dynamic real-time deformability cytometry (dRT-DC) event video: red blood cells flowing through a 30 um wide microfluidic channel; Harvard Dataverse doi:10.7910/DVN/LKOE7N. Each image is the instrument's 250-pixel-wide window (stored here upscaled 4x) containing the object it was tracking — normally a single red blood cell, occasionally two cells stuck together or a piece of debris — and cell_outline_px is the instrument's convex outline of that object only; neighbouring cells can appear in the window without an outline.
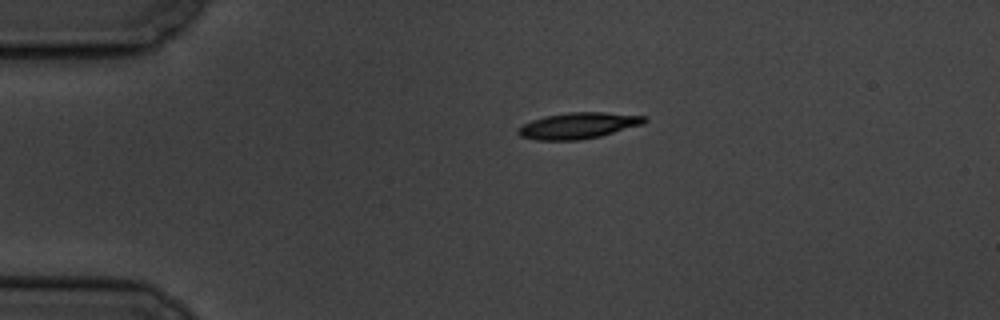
{"species": "common noctule bat (a hibernating species)", "species_latin": "Nyctalus noctula", "temperature_condition": "cold", "stored_images_in_passage": 4, "camera_frame_rate_fps": 3000, "um_per_image_px": 0.085, "animal": {"sex": "male", "body_mass_g": 19.5, "forearm_length_mm": 54.6}, "frame": {"image": 1, "passage_image": 1, "time_ms": 0.0, "image_size_px": [1000, 320], "cell_outline_px": [[648, 120], [644, 124], [600, 136], [580, 140], [536, 140], [520, 136], [516, 132], [516, 128], [532, 120], [544, 116], [568, 112], [604, 112], [648, 116]], "centroid_in_image_um": [49.16, 10.67], "position_along_channel_um": 35.8, "area_um2": 19.42}}
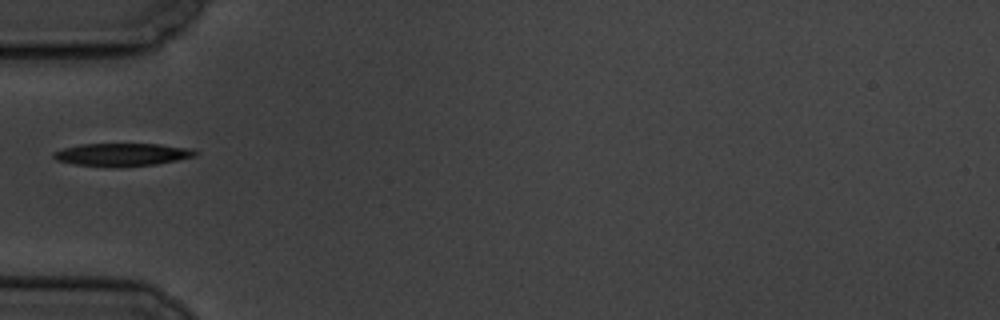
{"frame": {"image": 2, "passage_image": 3, "time_ms": 2.333, "image_size_px": [1000, 320], "cell_outline_px": [[200, 152], [196, 156], [156, 164], [76, 164], [56, 160], [52, 156], [52, 152], [64, 148], [80, 144], [160, 144], [192, 148]], "centroid_in_image_um": [10.44, 13.08], "position_along_channel_um": 74.6, "area_um2": 17.92}}
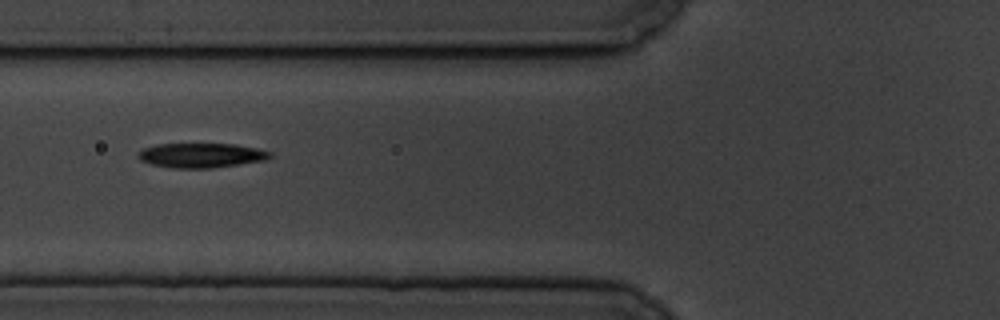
{"frame": {"image": 3, "passage_image": 4, "time_ms": 3.333, "image_size_px": [1000, 320], "cell_outline_px": [[272, 156], [268, 160], [212, 168], [172, 168], [152, 164], [140, 160], [136, 156], [136, 152], [144, 148], [156, 144], [236, 144], [256, 148], [272, 152]], "centroid_in_image_um": [17.1, 13.2], "position_along_channel_um": 108.7, "area_um2": 19.07}}